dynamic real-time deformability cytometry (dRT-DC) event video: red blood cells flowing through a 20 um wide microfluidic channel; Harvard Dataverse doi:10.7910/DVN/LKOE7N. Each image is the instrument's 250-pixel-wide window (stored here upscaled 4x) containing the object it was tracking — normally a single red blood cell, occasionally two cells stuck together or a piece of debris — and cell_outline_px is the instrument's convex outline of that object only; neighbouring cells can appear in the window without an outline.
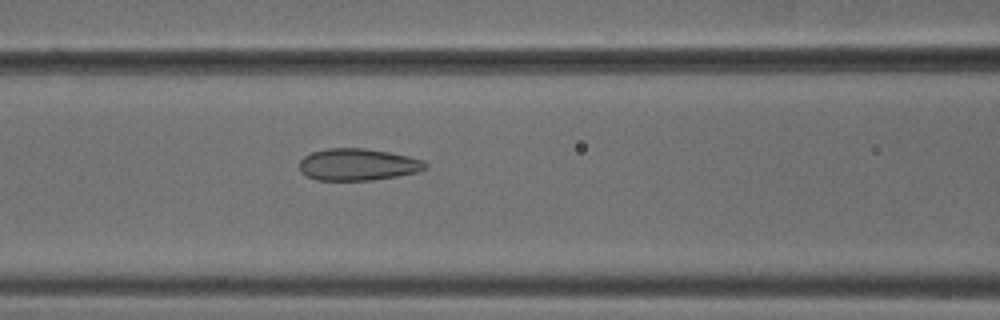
{"species": "common noctule bat (a hibernating species)", "species_latin": "Nyctalus noctula", "temperature_condition": "cold", "stored_images_in_passage": 37, "camera_frame_rate_fps": 3000, "um_per_image_px": 0.085, "animal": {"sex": "male", "body_mass_g": 18.8}, "frame": {"image": 1, "passage_image": 10, "time_ms": 3.0, "image_size_px": [1000, 320], "cell_outline_px": [[428, 168], [420, 172], [372, 180], [316, 180], [300, 172], [300, 160], [304, 156], [312, 152], [328, 148], [364, 148], [388, 152], [408, 156], [424, 160], [428, 164]], "centroid_in_image_um": [30.45, 13.99], "position_along_channel_um": 136.2, "area_um2": 23.52}}
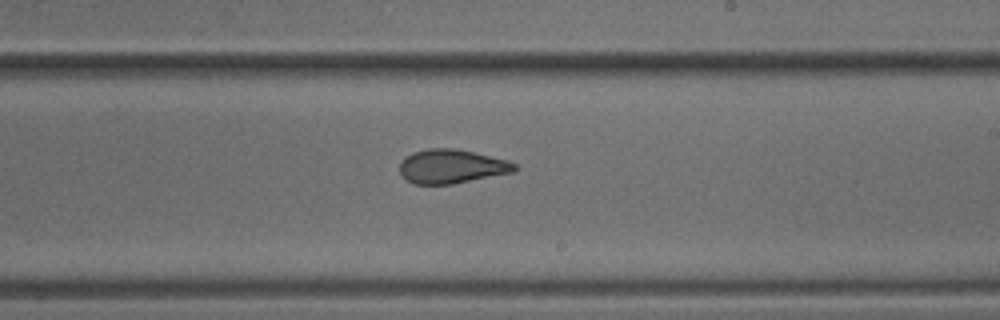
{"frame": {"image": 2, "passage_image": 19, "time_ms": 6.0, "image_size_px": [1000, 320], "cell_outline_px": [[520, 168], [516, 172], [452, 184], [412, 184], [404, 180], [400, 176], [400, 160], [412, 152], [428, 148], [456, 148], [508, 160], [516, 164]], "centroid_in_image_um": [38.38, 14.15], "position_along_channel_um": 250.6, "area_um2": 23.24}}
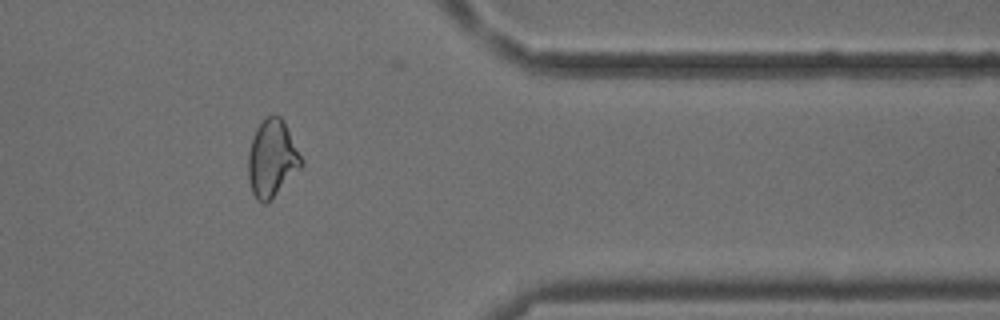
{"frame": {"image": 3, "passage_image": 31, "time_ms": 10.0, "image_size_px": [1000, 320], "cell_outline_px": [[304, 164], [264, 204], [256, 200], [252, 192], [248, 176], [248, 152], [252, 136], [256, 128], [268, 116], [280, 116], [304, 160]], "centroid_in_image_um": [23.1, 13.46], "position_along_channel_um": 388.3, "area_um2": 23.29}}